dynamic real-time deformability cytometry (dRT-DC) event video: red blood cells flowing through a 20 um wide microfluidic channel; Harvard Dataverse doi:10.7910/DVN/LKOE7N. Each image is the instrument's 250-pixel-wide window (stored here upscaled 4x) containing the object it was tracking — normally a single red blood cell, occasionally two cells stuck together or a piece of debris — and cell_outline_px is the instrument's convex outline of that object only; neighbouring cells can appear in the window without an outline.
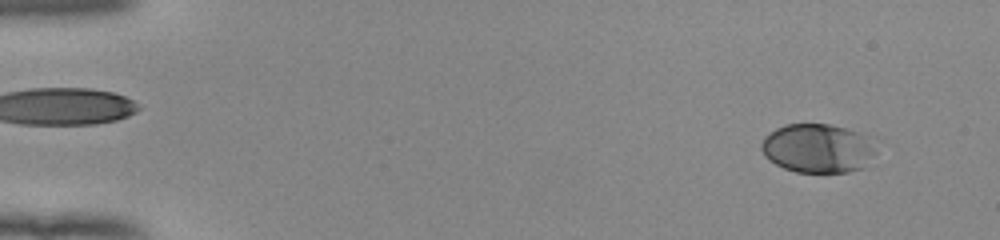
{"species": "human", "species_latin": "Homo sapiens", "temperature_condition": "room temperature", "stored_images_in_passage": 53, "camera_frame_rate_fps": 3000, "um_per_image_px": 0.085, "donor": {"sex": "female"}, "frame": {"image": 1, "passage_image": 4, "time_ms": 1.0, "image_size_px": [1000, 240], "cell_outline_px": [[876, 152], [864, 168], [848, 172], [796, 172], [784, 168], [768, 160], [764, 156], [760, 148], [760, 144], [764, 136], [776, 128], [784, 124], [828, 124], [860, 132], [868, 136]], "centroid_in_image_um": [69.48, 12.61], "position_along_channel_um": 15.5, "area_um2": 32.95}}
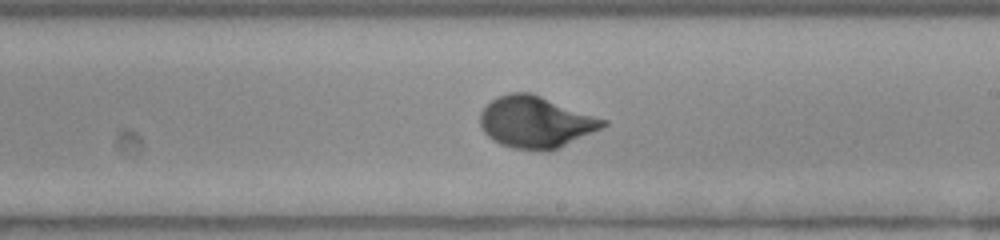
{"frame": {"image": 2, "passage_image": 32, "time_ms": 10.333, "image_size_px": [1000, 240], "cell_outline_px": [[608, 124], [600, 128], [548, 152], [540, 152], [512, 148], [500, 144], [492, 140], [484, 132], [480, 124], [480, 112], [496, 96], [508, 92], [532, 92], [608, 120]], "centroid_in_image_um": [45.5, 10.37], "position_along_channel_um": 243.5, "area_um2": 37.11}}
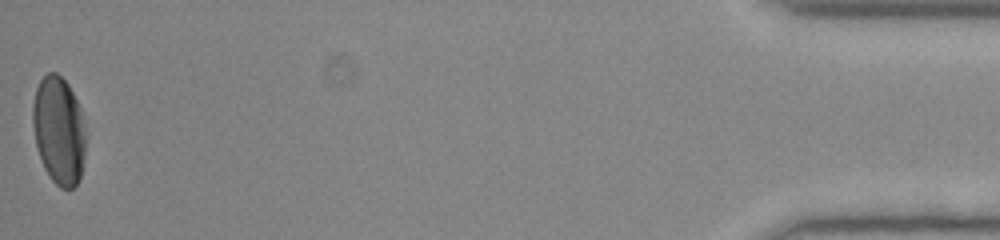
{"frame": {"image": 3, "passage_image": 53, "time_ms": 17.333, "image_size_px": [1000, 240], "cell_outline_px": [[88, 132], [80, 176], [76, 184], [72, 188], [60, 188], [48, 176], [40, 160], [36, 144], [32, 124], [32, 104], [36, 88], [40, 80], [48, 72], [56, 72], [68, 84], [80, 108]], "centroid_in_image_um": [5.0, 11.08], "position_along_channel_um": 430.2, "area_um2": 33.76}, "authors_computed_cell_mechanics": {"area_um2": 33.813, "velocity_mm_per_s": 3.9091, "shape_relaxation_time_tau1_ms": 3.0604, "shape_relaxation_time_tau2_ms": null, "deformation_change_tau1": 0.1577, "deformation_change_tau2": null}}